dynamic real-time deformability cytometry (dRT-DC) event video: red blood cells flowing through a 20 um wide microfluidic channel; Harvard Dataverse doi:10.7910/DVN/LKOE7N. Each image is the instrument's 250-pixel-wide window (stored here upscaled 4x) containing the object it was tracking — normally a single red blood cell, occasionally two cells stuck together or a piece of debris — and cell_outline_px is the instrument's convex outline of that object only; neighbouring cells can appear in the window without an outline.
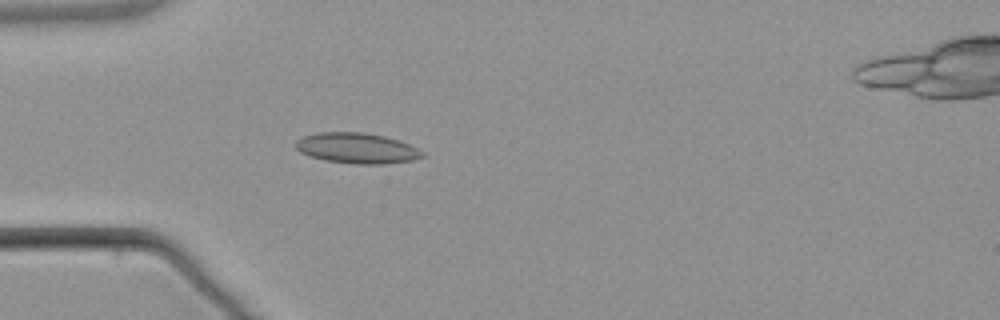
{"species": "common noctule bat (a hibernating species)", "species_latin": "Nyctalus noctula", "temperature_condition": "warm", "stored_images_in_passage": 3, "camera_frame_rate_fps": 3000, "um_per_image_px": 0.085, "animal": {"sex": "male", "body_mass_g": 21.5, "forearm_length_mm": 52.0}, "frame": {"image": 1, "passage_image": 3, "time_ms": 3.333, "image_size_px": [1000, 320], "cell_outline_px": [[424, 156], [412, 160], [384, 164], [352, 164], [324, 160], [300, 152], [296, 148], [296, 140], [304, 136], [316, 132], [364, 132], [384, 136], [400, 140], [424, 152]], "centroid_in_image_um": [30.33, 12.59], "position_along_channel_um": 54.7, "area_um2": 22.54}}